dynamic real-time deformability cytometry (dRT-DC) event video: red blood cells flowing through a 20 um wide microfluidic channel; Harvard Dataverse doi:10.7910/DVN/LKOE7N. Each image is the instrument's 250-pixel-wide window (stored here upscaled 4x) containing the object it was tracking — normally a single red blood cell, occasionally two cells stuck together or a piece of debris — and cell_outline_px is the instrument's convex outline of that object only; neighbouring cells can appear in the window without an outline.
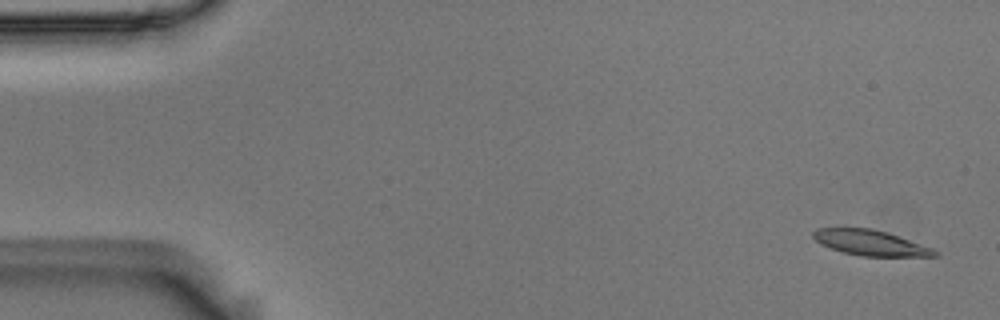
{"species": "Egyptian fruit bat (a non-hibernating species)", "species_latin": "Rousettus aegyptiacus", "temperature_condition": "room temperature", "stored_images_in_passage": 56, "camera_frame_rate_fps": 3000, "um_per_image_px": 0.085, "animal": {"sex": "male"}, "frame": {"image": 1, "passage_image": 3, "time_ms": 0.667, "image_size_px": [1000, 320], "cell_outline_px": [[940, 256], [860, 256], [844, 252], [820, 244], [812, 236], [812, 232], [816, 228], [872, 228], [888, 232], [932, 248], [940, 252]], "centroid_in_image_um": [74.0, 20.63], "position_along_channel_um": 11.0, "area_um2": 17.98}}
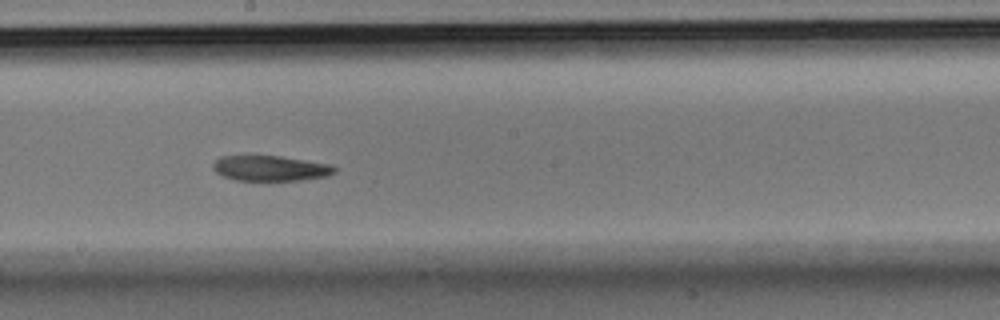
{"frame": {"image": 2, "passage_image": 31, "time_ms": 10.0, "image_size_px": [1000, 320], "cell_outline_px": [[336, 172], [328, 176], [300, 180], [236, 180], [224, 176], [216, 172], [212, 168], [212, 164], [220, 156], [280, 156], [332, 164], [336, 168]], "centroid_in_image_um": [23.01, 14.3], "position_along_channel_um": 225.2, "area_um2": 17.92}}
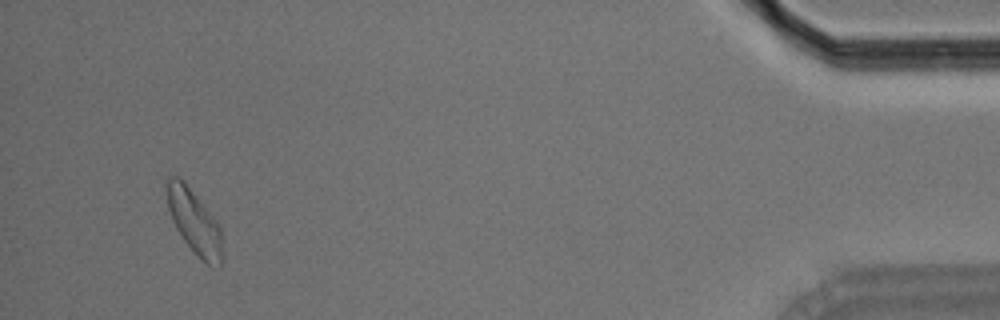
{"frame": {"image": 3, "passage_image": 53, "time_ms": 17.333, "image_size_px": [1000, 320], "cell_outline_px": [[224, 260], [220, 264], [208, 264], [184, 240], [176, 228], [172, 220], [168, 208], [164, 184], [164, 180], [168, 176], [176, 176], [184, 180], [216, 220], [220, 228]], "centroid_in_image_um": [16.48, 18.76], "position_along_channel_um": 418.7, "area_um2": 20.63}, "authors_computed_cell_mechanics": {"area_um2": 19.363, "velocity_mm_per_s": 3.6373, "shape_relaxation_time_tau1_ms": 10.6502, "shape_relaxation_time_tau2_ms": 3.0043, "deformation_change_tau1": 0.2221, "deformation_change_tau2": 0.0874}}